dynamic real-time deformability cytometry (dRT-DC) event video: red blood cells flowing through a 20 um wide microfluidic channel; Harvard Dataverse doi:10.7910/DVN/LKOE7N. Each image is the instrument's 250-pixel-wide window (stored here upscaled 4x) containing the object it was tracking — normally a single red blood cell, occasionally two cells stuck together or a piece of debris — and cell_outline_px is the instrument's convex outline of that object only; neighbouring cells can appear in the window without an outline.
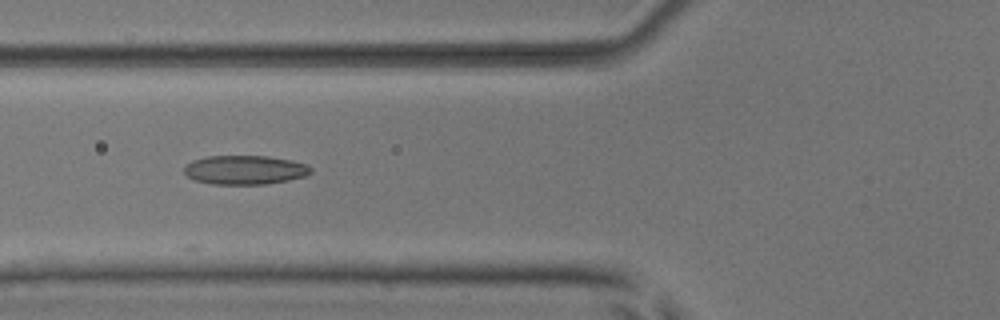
{"species": "common noctule bat (a hibernating species)", "species_latin": "Nyctalus noctula", "temperature_condition": "room temperature", "stored_images_in_passage": 6, "camera_frame_rate_fps": 3000, "um_per_image_px": 0.085, "animal": {"sex": "male", "body_mass_g": 17.9, "forearm_length_mm": 54.2}, "frame": {"image": 1, "passage_image": 6, "time_ms": 1.667, "image_size_px": [1000, 320], "cell_outline_px": [[312, 172], [304, 176], [288, 180], [264, 184], [212, 184], [196, 180], [188, 176], [184, 172], [184, 168], [192, 160], [208, 156], [268, 156], [292, 160], [308, 164], [312, 168]], "centroid_in_image_um": [20.85, 14.43], "position_along_channel_um": 105.0, "area_um2": 21.39}}